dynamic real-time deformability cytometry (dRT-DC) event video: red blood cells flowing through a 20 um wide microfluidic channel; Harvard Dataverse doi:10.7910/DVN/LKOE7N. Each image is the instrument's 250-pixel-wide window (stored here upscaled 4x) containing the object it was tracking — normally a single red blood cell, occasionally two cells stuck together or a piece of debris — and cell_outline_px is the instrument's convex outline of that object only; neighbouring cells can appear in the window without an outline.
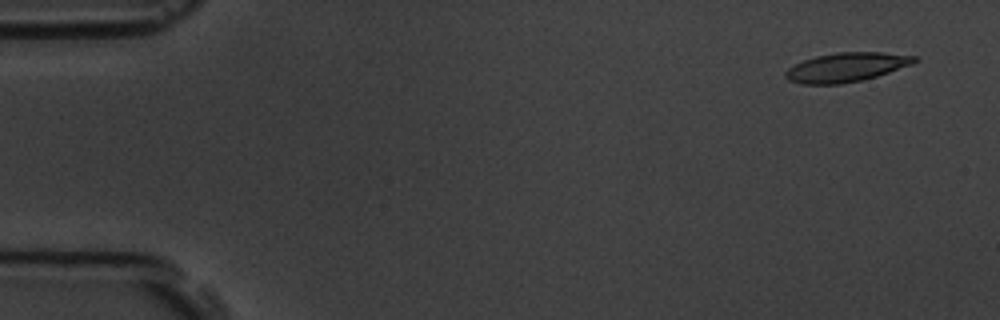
{"species": "common noctule bat (a hibernating species)", "species_latin": "Nyctalus noctula", "temperature_condition": "room temperature", "stored_images_in_passage": 3, "camera_frame_rate_fps": 3000, "um_per_image_px": 0.085, "animal": {"sex": "male", "body_mass_g": 19.5, "forearm_length_mm": 54.6}, "frame": {"image": 1, "passage_image": 1, "time_ms": 0.0, "image_size_px": [1000, 320], "cell_outline_px": [[920, 60], [912, 64], [876, 76], [860, 80], [840, 84], [800, 84], [788, 80], [784, 76], [784, 72], [788, 68], [804, 60], [816, 56], [836, 52], [880, 52], [916, 56]], "centroid_in_image_um": [71.92, 5.71], "position_along_channel_um": 13.1, "area_um2": 21.79}}